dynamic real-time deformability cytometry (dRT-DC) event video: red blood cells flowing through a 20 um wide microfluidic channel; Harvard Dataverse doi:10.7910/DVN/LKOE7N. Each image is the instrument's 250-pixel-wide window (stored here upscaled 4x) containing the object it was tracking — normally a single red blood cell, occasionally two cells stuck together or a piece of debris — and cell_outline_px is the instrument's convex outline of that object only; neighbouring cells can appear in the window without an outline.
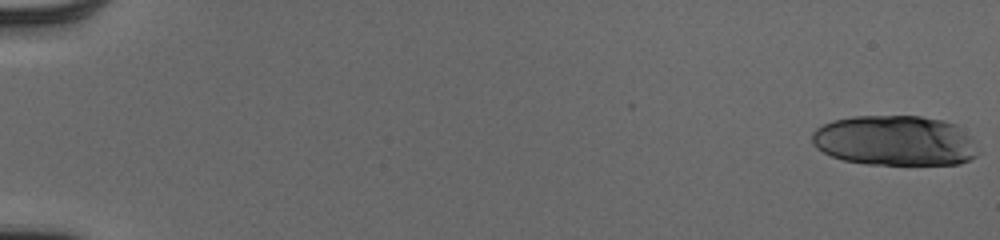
{"species": "human", "species_latin": "Homo sapiens", "temperature_condition": "cold", "stored_images_in_passage": 54, "camera_frame_rate_fps": 3000, "um_per_image_px": 0.085, "donor": {"sex": "male"}, "frame": {"image": 1, "passage_image": 1, "time_ms": 0.0, "image_size_px": [1000, 240], "cell_outline_px": [[980, 152], [976, 156], [960, 164], [868, 164], [844, 160], [832, 156], [816, 148], [812, 144], [812, 132], [816, 128], [832, 120], [852, 116], [920, 116], [940, 120], [956, 124], [972, 136], [976, 140]], "centroid_in_image_um": [76.11, 11.95], "position_along_channel_um": 8.9, "area_um2": 49.01}}
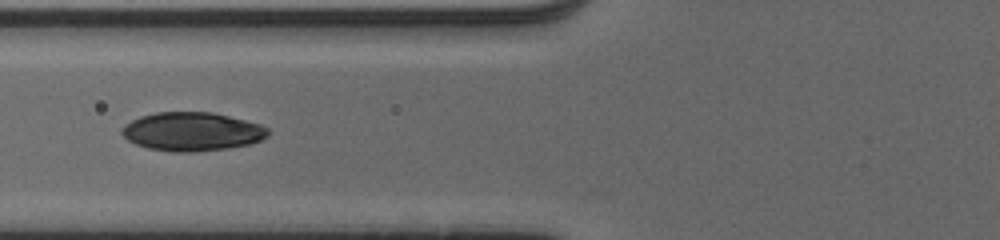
{"frame": {"image": 2, "passage_image": 24, "time_ms": 7.667, "image_size_px": [1000, 240], "cell_outline_px": [[268, 136], [252, 144], [228, 148], [196, 152], [172, 152], [148, 148], [136, 144], [128, 140], [120, 132], [120, 128], [124, 124], [140, 116], [156, 112], [212, 112], [260, 124], [268, 128]], "centroid_in_image_um": [16.3, 11.19], "position_along_channel_um": 109.5, "area_um2": 33.06}}
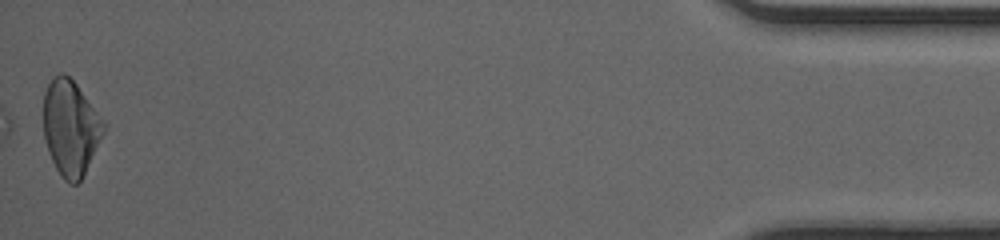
{"frame": {"image": 3, "passage_image": 54, "time_ms": 17.667, "image_size_px": [1000, 240], "cell_outline_px": [[104, 132], [80, 180], [76, 184], [68, 184], [60, 176], [48, 152], [44, 136], [44, 92], [48, 84], [60, 72], [64, 72], [76, 84], [104, 120]], "centroid_in_image_um": [5.98, 10.86], "position_along_channel_um": 429.2, "area_um2": 32.95}, "authors_computed_cell_mechanics": {"area_um2": 33.2061, "velocity_mm_per_s": 4.0186, "shape_relaxation_time_tau1_ms": 3.3439, "shape_relaxation_time_tau2_ms": 1.0925, "deformation_change_tau1": 0.1453, "deformation_change_tau2": 0.0377}}